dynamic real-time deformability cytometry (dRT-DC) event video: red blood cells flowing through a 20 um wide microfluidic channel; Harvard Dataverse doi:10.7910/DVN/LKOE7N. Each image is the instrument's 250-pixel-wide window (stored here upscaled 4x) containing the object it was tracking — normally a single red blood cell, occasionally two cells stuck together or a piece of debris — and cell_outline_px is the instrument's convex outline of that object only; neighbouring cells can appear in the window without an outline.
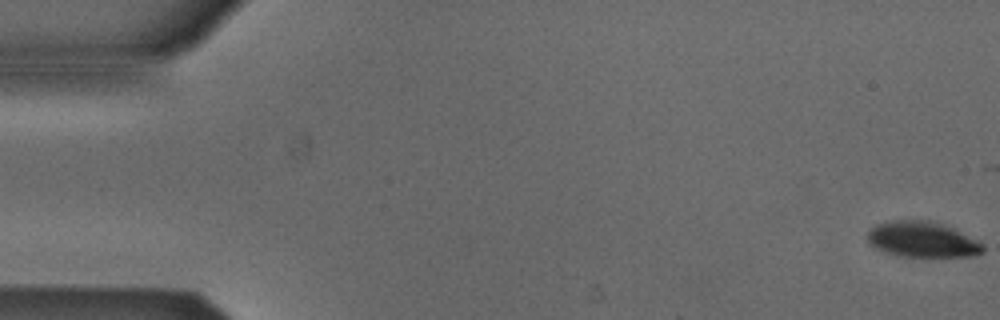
{"species": "Egyptian fruit bat (a non-hibernating species)", "species_latin": "Rousettus aegyptiacus", "temperature_condition": "cold", "stored_images_in_passage": 20, "camera_frame_rate_fps": 3000, "um_per_image_px": 0.085, "animal": {"sex": "male"}, "frame": {"image": 1, "passage_image": 1, "time_ms": 0.0, "image_size_px": [1000, 320], "cell_outline_px": [[984, 252], [972, 256], [904, 256], [888, 252], [876, 248], [868, 244], [868, 232], [876, 224], [888, 220], [928, 220], [944, 224], [984, 244]], "centroid_in_image_um": [78.39, 20.34], "position_along_channel_um": 6.6, "area_um2": 23.76}}
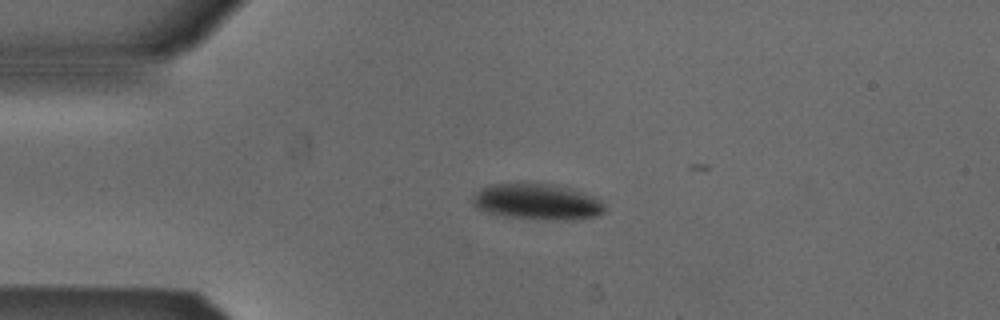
{"frame": {"image": 2, "passage_image": 13, "time_ms": 4.0, "image_size_px": [1000, 320], "cell_outline_px": [[604, 212], [596, 216], [504, 216], [488, 212], [476, 208], [472, 204], [472, 196], [480, 188], [488, 184], [544, 184], [572, 188], [592, 196], [600, 200], [604, 204]], "centroid_in_image_um": [45.54, 17.07], "position_along_channel_um": 39.5, "area_um2": 25.89}}
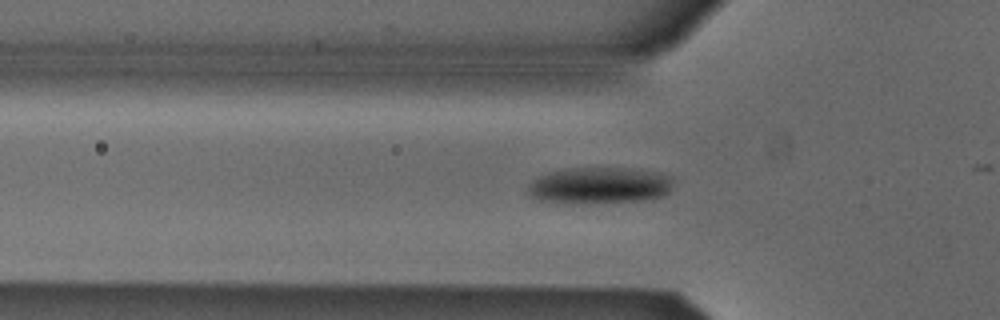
{"frame": {"image": 3, "passage_image": 18, "time_ms": 5.667, "image_size_px": [1000, 320], "cell_outline_px": [[672, 184], [668, 192], [664, 196], [648, 200], [592, 204], [580, 204], [540, 200], [532, 196], [528, 192], [528, 184], [536, 176], [548, 172], [564, 168], [624, 168], [652, 172], [672, 176]], "centroid_in_image_um": [50.92, 15.78], "position_along_channel_um": 74.9, "area_um2": 31.27}}